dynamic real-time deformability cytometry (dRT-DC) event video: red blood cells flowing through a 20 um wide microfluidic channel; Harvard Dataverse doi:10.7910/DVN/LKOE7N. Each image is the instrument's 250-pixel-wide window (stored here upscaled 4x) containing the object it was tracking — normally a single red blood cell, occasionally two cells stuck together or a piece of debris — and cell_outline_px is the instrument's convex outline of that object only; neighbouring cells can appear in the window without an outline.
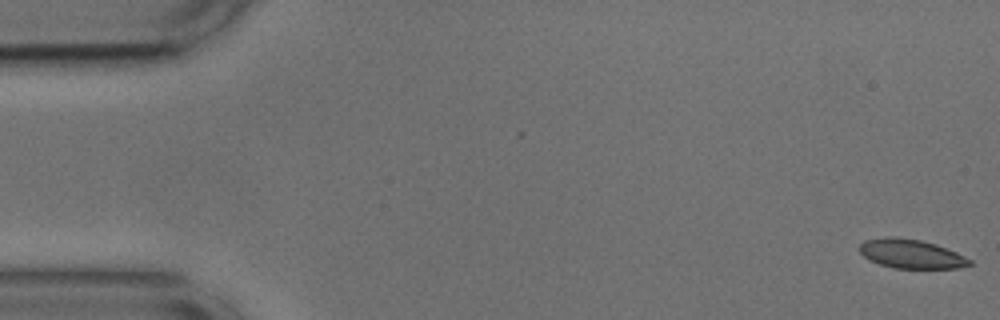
{"species": "common noctule bat (a hibernating species)", "species_latin": "Nyctalus noctula", "temperature_condition": "cold", "stored_images_in_passage": 43, "camera_frame_rate_fps": 3000, "um_per_image_px": 0.085, "animal": {"sex": "male", "body_mass_g": 17.9, "forearm_length_mm": 54.2}, "frame": {"image": 1, "passage_image": 1, "time_ms": 0.0, "image_size_px": [1000, 320], "cell_outline_px": [[972, 264], [956, 268], [896, 268], [880, 264], [864, 256], [860, 252], [860, 244], [864, 240], [884, 236], [896, 236], [920, 240], [936, 244], [956, 252], [972, 260]], "centroid_in_image_um": [77.44, 21.56], "position_along_channel_um": 7.6, "area_um2": 18.55}}
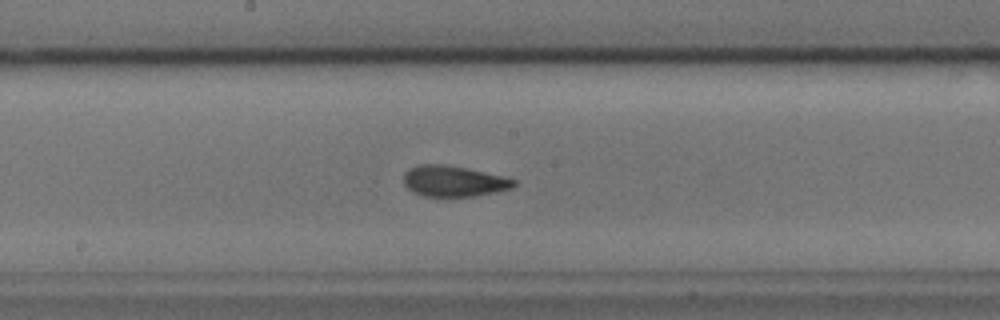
{"frame": {"image": 2, "passage_image": 28, "time_ms": 9.0, "image_size_px": [1000, 320], "cell_outline_px": [[516, 184], [512, 188], [496, 192], [472, 196], [424, 196], [412, 192], [404, 184], [404, 172], [408, 168], [420, 164], [444, 164], [508, 176], [516, 180]], "centroid_in_image_um": [38.58, 15.39], "position_along_channel_um": 209.6, "area_um2": 20.0}}
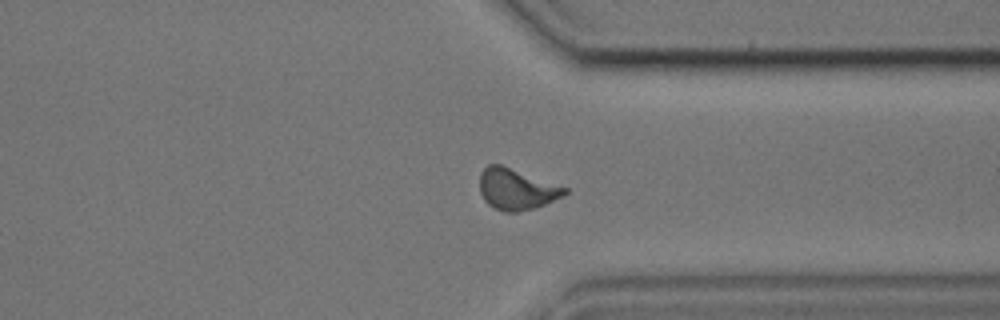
{"frame": {"image": 3, "passage_image": 41, "time_ms": 13.333, "image_size_px": [1000, 320], "cell_outline_px": [[568, 192], [564, 196], [544, 204], [532, 208], [516, 212], [504, 212], [488, 204], [484, 200], [480, 192], [480, 172], [488, 164], [500, 164], [568, 188]], "centroid_in_image_um": [43.88, 16.07], "position_along_channel_um": 367.5, "area_um2": 20.17}, "authors_computed_cell_mechanics": {"area_um2": 19.652, "velocity_mm_per_s": 3.6715, "shape_relaxation_time_tau1_ms": 3.7756, "shape_relaxation_time_tau2_ms": 1.5145, "deformation_change_tau1": 0.1336, "deformation_change_tau2": 0.0918}}